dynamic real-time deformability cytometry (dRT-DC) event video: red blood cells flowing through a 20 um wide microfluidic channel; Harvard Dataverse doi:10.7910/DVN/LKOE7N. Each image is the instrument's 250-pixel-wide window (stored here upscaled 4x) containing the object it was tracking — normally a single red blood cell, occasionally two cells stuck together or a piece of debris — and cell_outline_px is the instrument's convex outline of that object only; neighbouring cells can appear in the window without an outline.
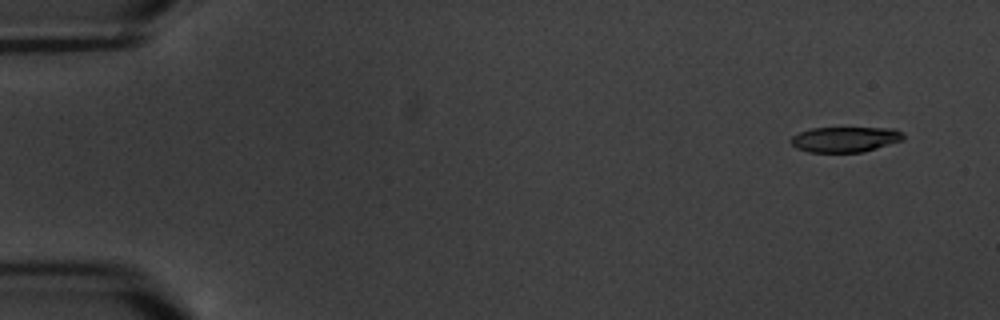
{"species": "common noctule bat (a hibernating species)", "species_latin": "Nyctalus noctula", "temperature_condition": "warm", "stored_images_in_passage": 5, "camera_frame_rate_fps": 3000, "um_per_image_px": 0.085, "animal": {"sex": "male", "body_mass_g": 20.1, "forearm_length_mm": 53.5}, "frame": {"image": 1, "passage_image": 1, "time_ms": 0.0, "image_size_px": [1000, 320], "cell_outline_px": [[904, 140], [864, 152], [808, 152], [796, 148], [788, 140], [792, 136], [800, 132], [812, 128], [896, 128], [904, 136]], "centroid_in_image_um": [71.83, 11.85], "position_along_channel_um": 13.2, "area_um2": 16.7}}
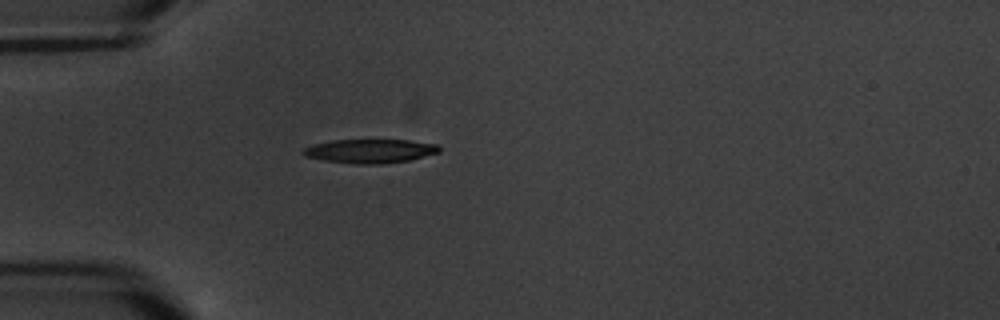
{"frame": {"image": 2, "passage_image": 5, "time_ms": 4.667, "image_size_px": [1000, 320], "cell_outline_px": [[440, 152], [408, 160], [380, 164], [356, 164], [324, 160], [304, 156], [300, 152], [304, 148], [312, 144], [332, 140], [408, 140], [436, 144], [440, 148]], "centroid_in_image_um": [31.41, 12.83], "position_along_channel_um": 53.6, "area_um2": 18.9}}